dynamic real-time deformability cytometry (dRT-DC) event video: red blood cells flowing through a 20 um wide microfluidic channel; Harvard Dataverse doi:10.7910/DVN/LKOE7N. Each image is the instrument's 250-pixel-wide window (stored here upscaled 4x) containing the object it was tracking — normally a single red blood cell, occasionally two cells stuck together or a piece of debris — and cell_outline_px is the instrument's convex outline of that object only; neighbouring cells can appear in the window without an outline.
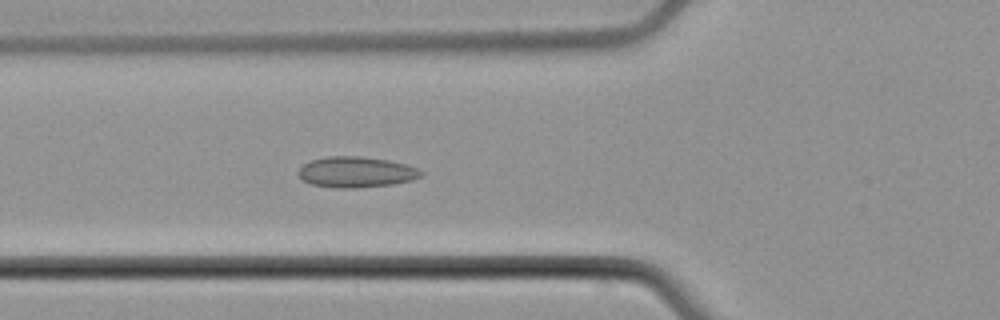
{"species": "common noctule bat (a hibernating species)", "species_latin": "Nyctalus noctula", "temperature_condition": "cold", "stored_images_in_passage": 6, "camera_frame_rate_fps": 3000, "um_per_image_px": 0.085, "animal": {"sex": "male", "body_mass_g": 21.5, "forearm_length_mm": 52.0}, "frame": {"image": 1, "passage_image": 6, "time_ms": 6.0, "image_size_px": [1000, 320], "cell_outline_px": [[424, 172], [420, 176], [412, 180], [392, 184], [356, 188], [336, 188], [312, 184], [304, 180], [296, 172], [304, 164], [312, 160], [328, 156], [360, 156], [388, 160], [404, 164], [416, 168]], "centroid_in_image_um": [30.26, 14.62], "position_along_channel_um": 95.5, "area_um2": 21.79}}